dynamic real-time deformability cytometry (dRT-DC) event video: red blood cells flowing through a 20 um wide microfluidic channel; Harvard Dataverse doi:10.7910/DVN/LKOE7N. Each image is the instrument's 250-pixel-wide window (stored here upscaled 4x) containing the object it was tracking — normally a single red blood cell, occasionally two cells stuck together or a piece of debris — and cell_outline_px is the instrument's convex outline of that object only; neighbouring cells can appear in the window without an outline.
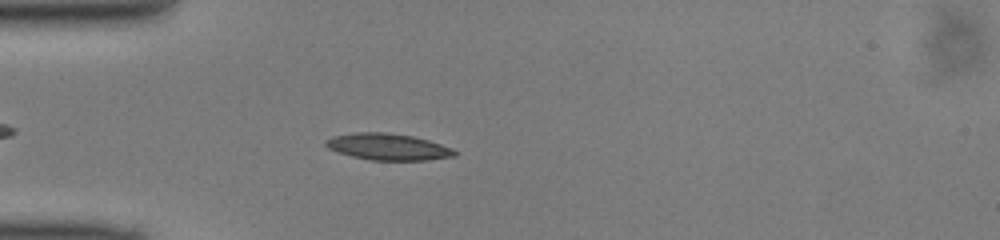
{"species": "common noctule bat (a hibernating species)", "species_latin": "Nyctalus noctula", "temperature_condition": "cold", "stored_images_in_passage": 31, "camera_frame_rate_fps": 3000, "um_per_image_px": 0.085, "animal": {"sex": "male", "body_mass_g": 13.0, "forearm_length_mm": 53.1}, "frame": {"image": 1, "passage_image": 1, "time_ms": 0.0, "image_size_px": [1000, 240], "cell_outline_px": [[456, 156], [424, 160], [372, 160], [352, 156], [328, 148], [324, 144], [324, 140], [332, 136], [356, 132], [384, 132], [412, 136], [428, 140], [452, 148], [456, 152]], "centroid_in_image_um": [32.95, 12.47], "position_along_channel_um": 52.0, "area_um2": 19.77}}
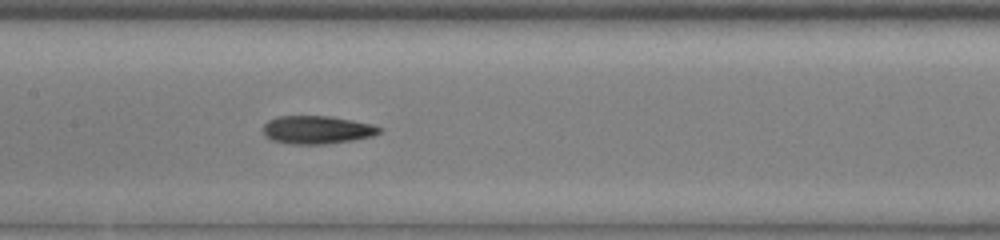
{"frame": {"image": 2, "passage_image": 11, "time_ms": 3.333, "image_size_px": [1000, 240], "cell_outline_px": [[380, 132], [372, 136], [352, 140], [328, 144], [288, 144], [272, 140], [264, 132], [264, 124], [268, 120], [276, 116], [332, 116], [372, 124], [380, 128]], "centroid_in_image_um": [26.93, 11.03], "position_along_channel_um": 180.5, "area_um2": 18.96}}
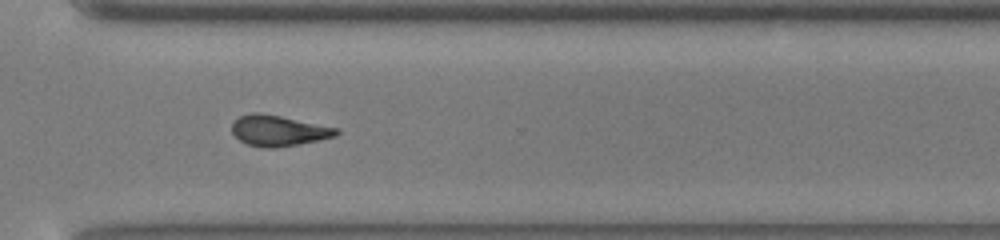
{"frame": {"image": 3, "passage_image": 23, "time_ms": 7.333, "image_size_px": [1000, 240], "cell_outline_px": [[340, 132], [336, 136], [320, 140], [276, 148], [264, 148], [248, 144], [240, 140], [232, 132], [232, 124], [240, 116], [252, 112], [260, 112], [340, 128]], "centroid_in_image_um": [23.71, 11.1], "position_along_channel_um": 346.9, "area_um2": 18.73}}